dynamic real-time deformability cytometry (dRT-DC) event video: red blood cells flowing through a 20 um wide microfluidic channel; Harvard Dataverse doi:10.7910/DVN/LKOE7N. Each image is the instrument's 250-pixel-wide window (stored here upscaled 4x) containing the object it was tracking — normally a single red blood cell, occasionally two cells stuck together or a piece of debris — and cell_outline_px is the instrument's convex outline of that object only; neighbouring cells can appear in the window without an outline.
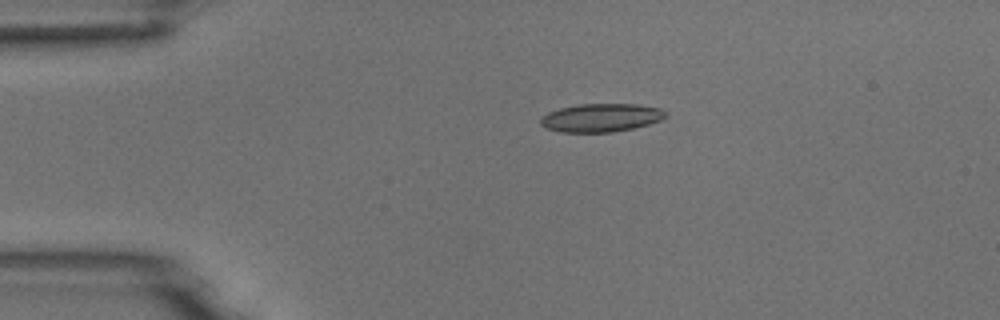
{"species": "common noctule bat (a hibernating species)", "species_latin": "Nyctalus noctula", "temperature_condition": "room temperature", "stored_images_in_passage": 2, "camera_frame_rate_fps": 3000, "um_per_image_px": 0.085, "animal": {"sex": "male", "body_mass_g": 18.8}, "frame": {"image": 1, "passage_image": 1, "time_ms": 0.0, "image_size_px": [1000, 320], "cell_outline_px": [[668, 116], [660, 120], [648, 124], [632, 128], [612, 132], [560, 132], [548, 128], [540, 124], [540, 116], [548, 112], [560, 108], [580, 104], [636, 104], [660, 108], [668, 112]], "centroid_in_image_um": [51.09, 10.0], "position_along_channel_um": 33.9, "area_um2": 20.63}}